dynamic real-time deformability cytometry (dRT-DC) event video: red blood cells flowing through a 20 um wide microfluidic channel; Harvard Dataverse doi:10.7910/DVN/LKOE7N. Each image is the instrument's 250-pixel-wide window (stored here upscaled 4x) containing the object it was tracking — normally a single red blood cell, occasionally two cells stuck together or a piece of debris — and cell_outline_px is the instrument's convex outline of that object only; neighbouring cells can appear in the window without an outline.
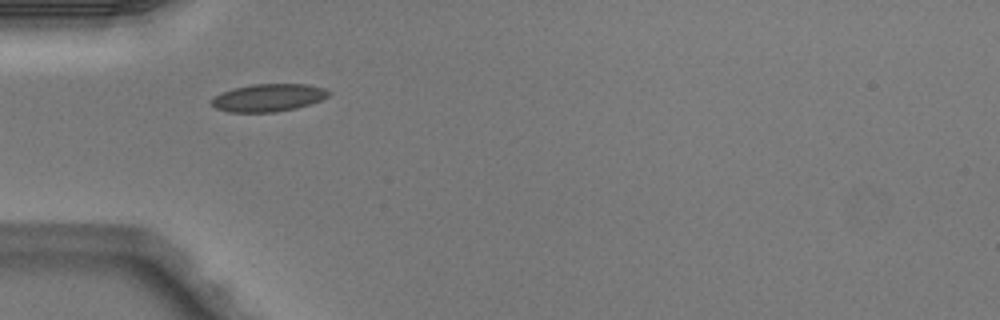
{"species": "Egyptian fruit bat (a non-hibernating species)", "species_latin": "Rousettus aegyptiacus", "temperature_condition": "warm", "stored_images_in_passage": 6, "camera_frame_rate_fps": 3000, "um_per_image_px": 0.085, "animal": {"sex": "male"}, "frame": {"image": 1, "passage_image": 4, "time_ms": 1.0, "image_size_px": [1000, 320], "cell_outline_px": [[332, 92], [328, 96], [320, 100], [296, 108], [272, 112], [228, 112], [216, 108], [212, 104], [212, 100], [216, 96], [232, 88], [252, 84], [308, 84], [324, 88]], "centroid_in_image_um": [22.83, 8.29], "position_along_channel_um": 62.2, "area_um2": 18.67}}
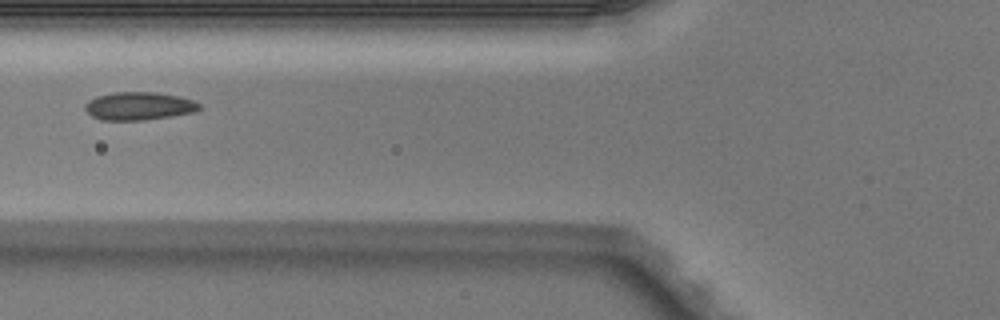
{"frame": {"image": 2, "passage_image": 5, "time_ms": 1.333, "image_size_px": [1000, 320], "cell_outline_px": [[204, 108], [196, 112], [172, 116], [144, 120], [104, 120], [92, 116], [84, 108], [84, 104], [88, 100], [96, 96], [112, 92], [156, 92], [180, 96], [196, 100]], "centroid_in_image_um": [11.87, 9.0], "position_along_channel_um": 113.9, "area_um2": 19.02}}
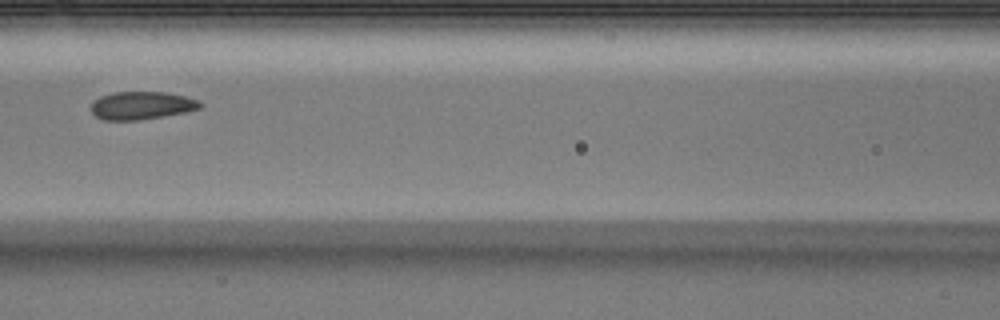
{"frame": {"image": 3, "passage_image": 6, "time_ms": 1.667, "image_size_px": [1000, 320], "cell_outline_px": [[204, 104], [200, 108], [184, 112], [140, 120], [104, 120], [96, 116], [92, 112], [92, 100], [100, 96], [116, 92], [164, 92], [184, 96], [200, 100]], "centroid_in_image_um": [12.04, 8.96], "position_along_channel_um": 154.6, "area_um2": 17.69}}